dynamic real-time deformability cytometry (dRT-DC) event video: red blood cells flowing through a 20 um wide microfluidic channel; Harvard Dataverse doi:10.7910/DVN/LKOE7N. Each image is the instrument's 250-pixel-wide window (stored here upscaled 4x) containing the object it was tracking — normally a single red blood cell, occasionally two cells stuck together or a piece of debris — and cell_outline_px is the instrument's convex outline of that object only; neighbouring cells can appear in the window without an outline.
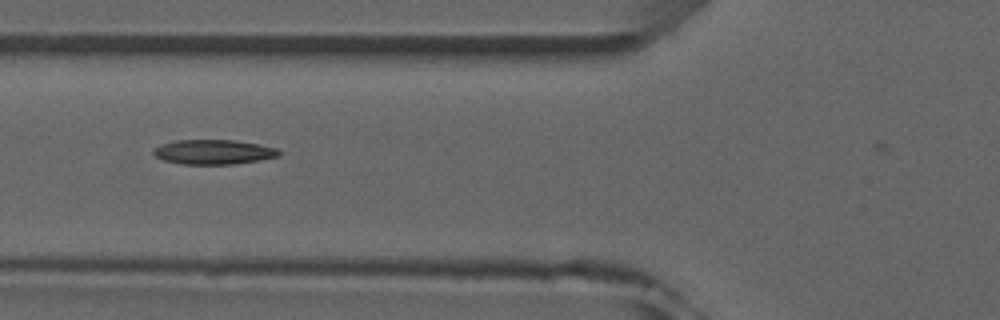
{"species": "common noctule bat (a hibernating species)", "species_latin": "Nyctalus noctula", "temperature_condition": "room temperature", "stored_images_in_passage": 5, "camera_frame_rate_fps": 3000, "um_per_image_px": 0.085, "animal": {"sex": "male", "forearm_length_mm": 52.5}, "frame": {"image": 1, "passage_image": 5, "time_ms": 5.333, "image_size_px": [1000, 320], "cell_outline_px": [[280, 156], [260, 160], [232, 164], [180, 164], [164, 160], [156, 156], [152, 152], [152, 148], [160, 144], [176, 140], [236, 140], [260, 144], [276, 148], [280, 152]], "centroid_in_image_um": [18.14, 12.91], "position_along_channel_um": 107.7, "area_um2": 18.15}}